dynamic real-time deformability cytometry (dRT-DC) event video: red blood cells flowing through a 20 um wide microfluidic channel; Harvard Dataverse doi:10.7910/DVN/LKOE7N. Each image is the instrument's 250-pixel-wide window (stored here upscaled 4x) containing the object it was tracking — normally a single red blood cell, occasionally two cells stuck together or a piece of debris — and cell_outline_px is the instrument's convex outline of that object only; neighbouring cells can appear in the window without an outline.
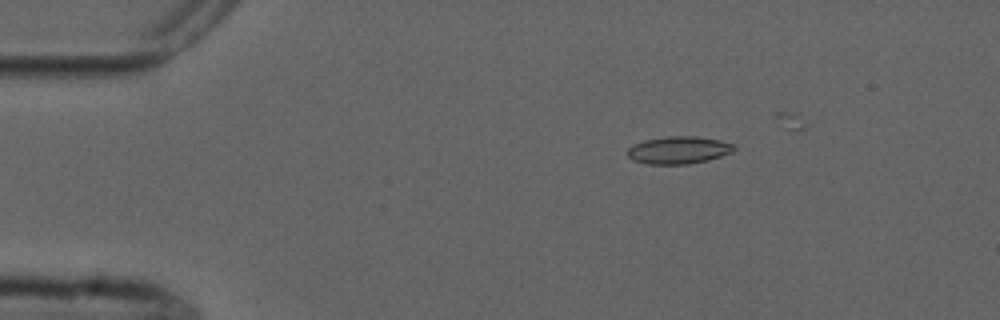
{"species": "common noctule bat (a hibernating species)", "species_latin": "Nyctalus noctula", "temperature_condition": "cold", "stored_images_in_passage": 4, "camera_frame_rate_fps": 3000, "um_per_image_px": 0.085, "animal": {"sex": "male", "forearm_length_mm": 52.5}, "frame": {"image": 1, "passage_image": 2, "time_ms": 2.0, "image_size_px": [1000, 320], "cell_outline_px": [[736, 148], [732, 152], [708, 160], [688, 164], [648, 164], [632, 160], [628, 156], [628, 148], [632, 144], [644, 140], [668, 136], [696, 136], [720, 140], [736, 144]], "centroid_in_image_um": [57.69, 12.75], "position_along_channel_um": 27.3, "area_um2": 17.17}}
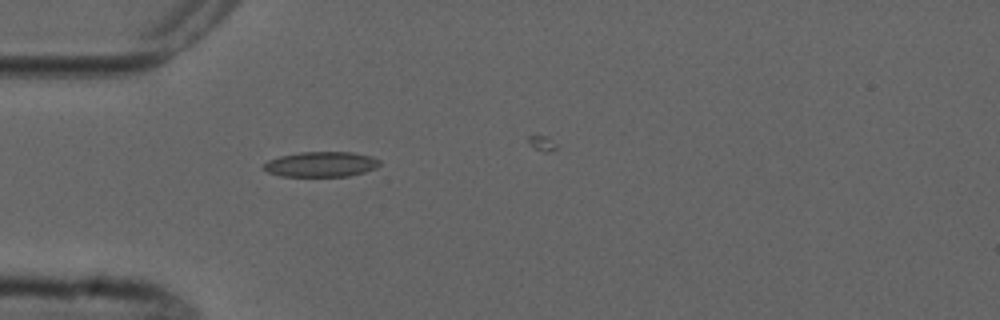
{"frame": {"image": 2, "passage_image": 4, "time_ms": 4.333, "image_size_px": [1000, 320], "cell_outline_px": [[380, 164], [376, 168], [364, 172], [348, 176], [280, 176], [268, 172], [264, 168], [264, 164], [268, 160], [280, 156], [300, 152], [352, 152], [372, 156], [380, 160]], "centroid_in_image_um": [27.31, 13.96], "position_along_channel_um": 57.7, "area_um2": 16.99}}